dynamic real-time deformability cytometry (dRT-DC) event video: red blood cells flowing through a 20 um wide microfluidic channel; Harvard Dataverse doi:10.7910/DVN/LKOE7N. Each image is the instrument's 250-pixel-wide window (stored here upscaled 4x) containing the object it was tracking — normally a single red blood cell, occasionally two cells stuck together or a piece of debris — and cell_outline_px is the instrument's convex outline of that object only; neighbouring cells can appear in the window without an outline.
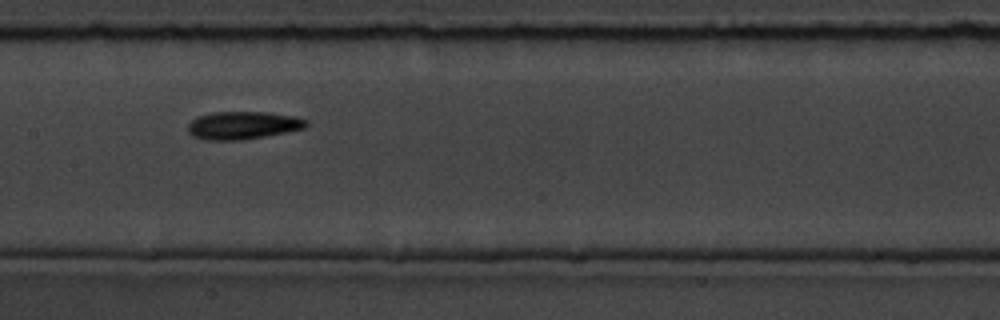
{"species": "common noctule bat (a hibernating species)", "species_latin": "Nyctalus noctula", "temperature_condition": "room temperature", "stored_images_in_passage": 8, "camera_frame_rate_fps": 3000, "um_per_image_px": 0.085, "animal": {"sex": "male", "body_mass_g": 19.5, "forearm_length_mm": 54.6}, "frame": {"image": 1, "passage_image": 7, "time_ms": 8.0, "image_size_px": [1000, 320], "cell_outline_px": [[308, 124], [304, 128], [288, 132], [244, 140], [204, 140], [192, 136], [188, 132], [188, 124], [196, 116], [212, 112], [268, 112], [296, 116], [308, 120]], "centroid_in_image_um": [20.64, 10.65], "position_along_channel_um": 186.8, "area_um2": 19.48}}